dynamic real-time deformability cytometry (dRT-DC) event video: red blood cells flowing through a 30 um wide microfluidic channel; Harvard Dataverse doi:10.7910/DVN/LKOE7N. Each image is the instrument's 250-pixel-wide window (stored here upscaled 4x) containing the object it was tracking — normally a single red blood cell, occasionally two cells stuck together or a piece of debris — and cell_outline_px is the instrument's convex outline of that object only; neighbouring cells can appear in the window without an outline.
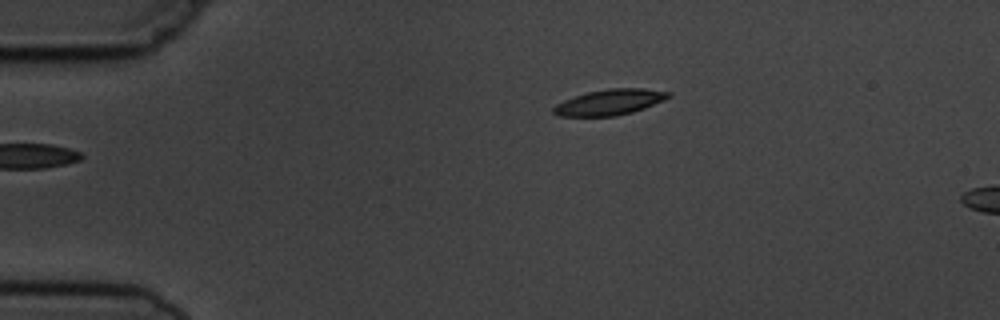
{"species": "common noctule bat (a hibernating species)", "species_latin": "Nyctalus noctula", "temperature_condition": "cold", "stored_images_in_passage": 4, "camera_frame_rate_fps": 3000, "um_per_image_px": 0.085, "animal": {"sex": "male", "body_mass_g": 19.5, "forearm_length_mm": 54.6}, "frame": {"image": 1, "passage_image": 4, "time_ms": 3.333, "image_size_px": [1000, 320], "cell_outline_px": [[672, 96], [664, 100], [644, 108], [632, 112], [616, 116], [560, 116], [552, 112], [552, 108], [556, 104], [564, 100], [588, 92], [608, 88], [644, 88], [672, 92]], "centroid_in_image_um": [51.85, 8.68], "position_along_channel_um": 33.1, "area_um2": 17.22}}